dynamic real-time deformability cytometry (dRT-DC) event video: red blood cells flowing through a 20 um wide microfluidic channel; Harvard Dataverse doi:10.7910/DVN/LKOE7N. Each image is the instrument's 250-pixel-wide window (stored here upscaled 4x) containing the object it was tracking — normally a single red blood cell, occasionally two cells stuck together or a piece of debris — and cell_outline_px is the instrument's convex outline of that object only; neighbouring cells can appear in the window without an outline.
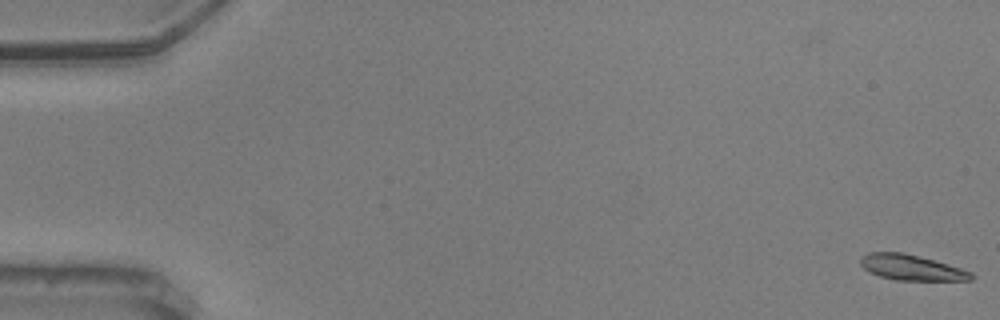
{"species": "common noctule bat (a hibernating species)", "species_latin": "Nyctalus noctula", "temperature_condition": "warm", "stored_images_in_passage": 2, "camera_frame_rate_fps": 3000, "um_per_image_px": 0.085, "animal": {"sex": "male", "body_mass_g": 20.5, "forearm_length_mm": 52.5}, "frame": {"image": 1, "passage_image": 2, "time_ms": 0.333, "image_size_px": [1000, 320], "cell_outline_px": [[976, 276], [972, 280], [896, 280], [880, 276], [864, 268], [860, 264], [860, 256], [868, 252], [904, 252], [948, 264], [972, 272]], "centroid_in_image_um": [77.48, 22.73], "position_along_channel_um": 7.5, "area_um2": 16.42}}